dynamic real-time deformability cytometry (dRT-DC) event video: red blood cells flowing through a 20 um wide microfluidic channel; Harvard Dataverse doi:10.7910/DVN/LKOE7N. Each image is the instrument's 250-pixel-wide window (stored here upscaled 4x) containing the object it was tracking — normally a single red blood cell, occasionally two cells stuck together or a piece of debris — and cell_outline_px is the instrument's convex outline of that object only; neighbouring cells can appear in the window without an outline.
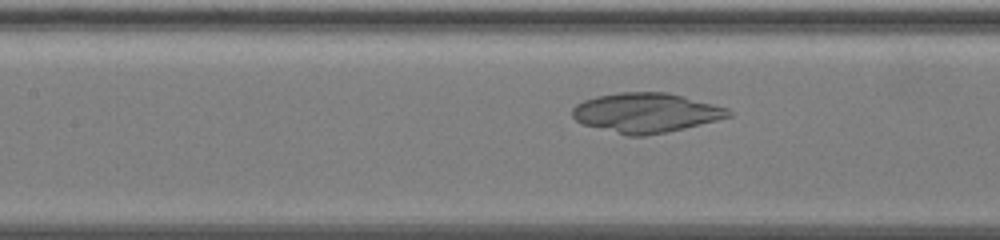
{"species": "common noctule bat (a hibernating species)", "species_latin": "Nyctalus noctula", "temperature_condition": "warm", "stored_images_in_passage": 30, "camera_frame_rate_fps": 3000, "um_per_image_px": 0.085, "animal": {"sex": "female", "body_mass_g": 19.5, "forearm_length_mm": 54.1}, "frame": {"image": 1, "passage_image": 15, "time_ms": 4.667, "image_size_px": [1000, 240], "cell_outline_px": [[732, 116], [668, 132], [644, 136], [628, 136], [584, 124], [576, 120], [572, 116], [572, 108], [576, 104], [584, 100], [596, 96], [620, 92], [668, 92], [728, 108], [732, 112]], "centroid_in_image_um": [54.9, 9.58], "position_along_channel_um": 152.5, "area_um2": 35.89}}
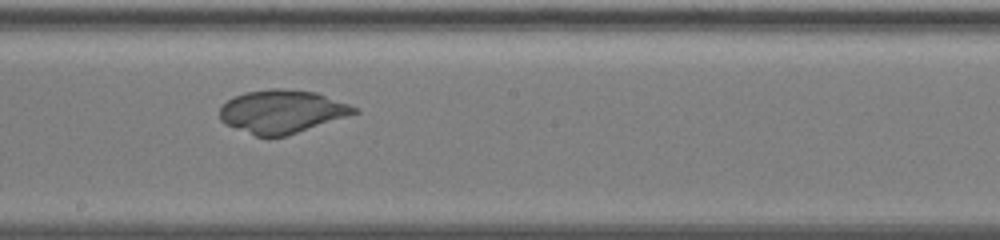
{"frame": {"image": 2, "passage_image": 21, "time_ms": 6.667, "image_size_px": [1000, 240], "cell_outline_px": [[360, 112], [284, 136], [256, 136], [224, 124], [220, 120], [220, 108], [232, 96], [244, 92], [268, 88], [280, 88], [316, 92], [360, 108]], "centroid_in_image_um": [23.95, 9.46], "position_along_channel_um": 224.3, "area_um2": 33.76}}
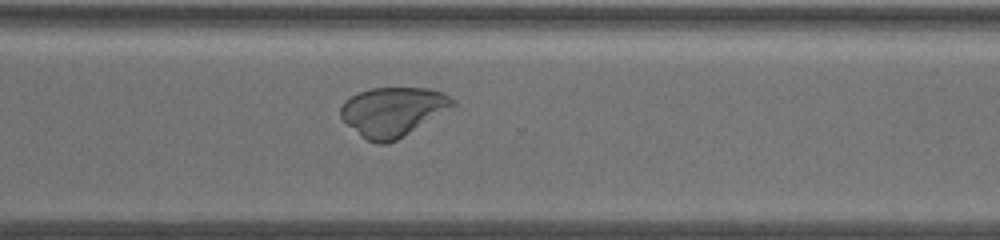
{"frame": {"image": 3, "passage_image": 30, "time_ms": 9.667, "image_size_px": [1000, 240], "cell_outline_px": [[456, 104], [396, 140], [388, 144], [376, 144], [360, 136], [340, 116], [340, 108], [344, 100], [360, 92], [372, 88], [428, 88], [444, 92], [456, 100]], "centroid_in_image_um": [33.37, 9.48], "position_along_channel_um": 337.2, "area_um2": 31.73}}